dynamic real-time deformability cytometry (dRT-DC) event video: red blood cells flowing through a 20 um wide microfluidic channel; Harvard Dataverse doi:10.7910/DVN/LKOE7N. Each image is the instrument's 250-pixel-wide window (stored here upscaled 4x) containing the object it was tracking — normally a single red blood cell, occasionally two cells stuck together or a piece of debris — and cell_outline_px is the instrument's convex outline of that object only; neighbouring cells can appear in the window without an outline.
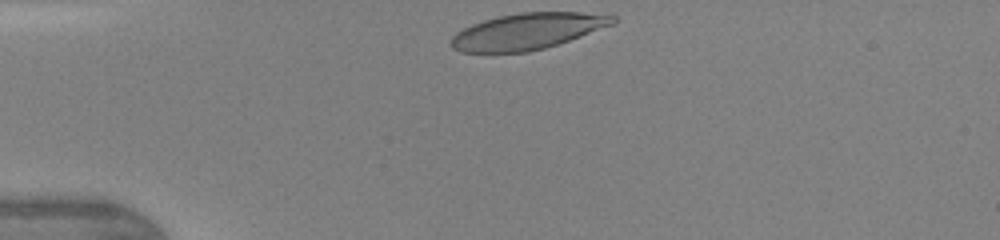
{"species": "human", "species_latin": "Homo sapiens", "temperature_condition": "warm", "stored_images_in_passage": 29, "camera_frame_rate_fps": 3000, "um_per_image_px": 0.085, "donor": {"sex": "female"}, "frame": {"image": 1, "passage_image": 1, "time_ms": 0.0, "image_size_px": [1000, 240], "cell_outline_px": [[616, 20], [612, 24], [568, 40], [544, 48], [528, 52], [460, 52], [452, 48], [452, 36], [456, 32], [472, 24], [484, 20], [500, 16], [520, 12], [612, 12], [616, 16]], "centroid_in_image_um": [44.88, 2.64], "position_along_channel_um": 40.1, "area_um2": 34.04}}
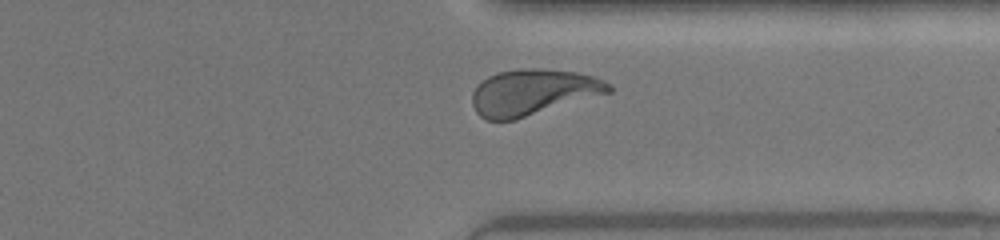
{"frame": {"image": 2, "passage_image": 26, "time_ms": 8.333, "image_size_px": [1000, 240], "cell_outline_px": [[612, 92], [516, 120], [488, 120], [480, 116], [476, 112], [472, 104], [472, 92], [488, 76], [496, 72], [524, 68], [544, 68], [576, 72], [592, 76], [604, 80], [612, 84]], "centroid_in_image_um": [45.33, 7.84], "position_along_channel_um": 366.1, "area_um2": 36.82}, "authors_computed_cell_mechanics": {"area_um2": 35.9516, "velocity_mm_per_s": 4.3534, "shape_relaxation_time_tau1_ms": 3.3399, "shape_relaxation_time_tau2_ms": null, "deformation_change_tau1": 0.1703, "deformation_change_tau2": null}}